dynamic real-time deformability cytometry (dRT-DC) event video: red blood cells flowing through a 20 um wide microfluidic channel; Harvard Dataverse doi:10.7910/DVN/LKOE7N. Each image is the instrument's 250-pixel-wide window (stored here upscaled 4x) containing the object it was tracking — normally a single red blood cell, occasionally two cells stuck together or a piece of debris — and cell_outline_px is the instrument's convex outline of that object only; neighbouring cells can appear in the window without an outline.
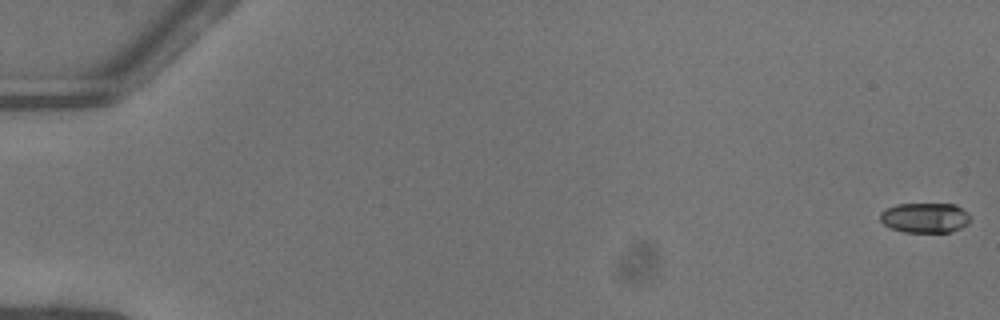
{"species": "common noctule bat (a hibernating species)", "species_latin": "Nyctalus noctula", "temperature_condition": "warm", "stored_images_in_passage": 5, "camera_frame_rate_fps": 3000, "um_per_image_px": 0.085, "animal": {"sex": "female"}, "frame": {"image": 1, "passage_image": 1, "time_ms": 0.0, "image_size_px": [1000, 320], "cell_outline_px": [[968, 224], [960, 228], [948, 232], [904, 232], [892, 228], [884, 224], [880, 220], [880, 212], [896, 204], [956, 204], [968, 212]], "centroid_in_image_um": [78.62, 18.5], "position_along_channel_um": 6.4, "area_um2": 15.66}}